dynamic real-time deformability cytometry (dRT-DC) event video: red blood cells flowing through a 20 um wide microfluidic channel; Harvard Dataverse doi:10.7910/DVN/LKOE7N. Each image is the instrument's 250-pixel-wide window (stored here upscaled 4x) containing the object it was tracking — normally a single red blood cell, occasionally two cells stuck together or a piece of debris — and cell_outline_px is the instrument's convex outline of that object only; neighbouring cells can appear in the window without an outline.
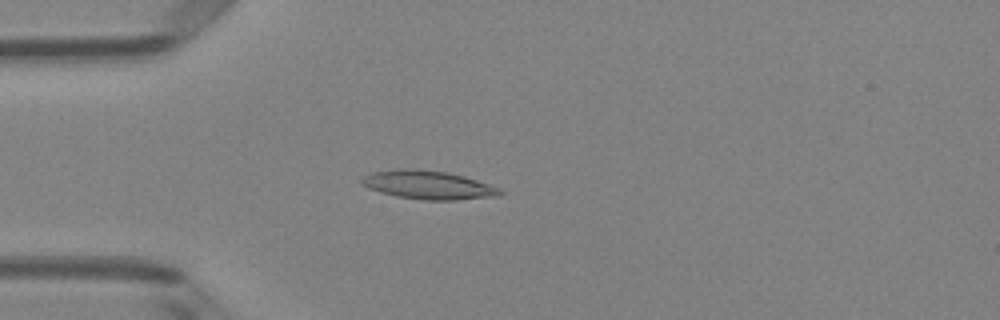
{"species": "Egyptian fruit bat (a non-hibernating species)", "species_latin": "Rousettus aegyptiacus", "temperature_condition": "room temperature", "stored_images_in_passage": 49, "camera_frame_rate_fps": 3000, "um_per_image_px": 0.085, "animal": {"sex": "female"}, "frame": {"image": 1, "passage_image": 13, "time_ms": 4.0, "image_size_px": [1000, 320], "cell_outline_px": [[504, 192], [500, 196], [456, 200], [424, 200], [396, 196], [380, 192], [368, 188], [360, 184], [360, 180], [364, 176], [372, 172], [396, 168], [412, 168], [448, 172], [464, 176], [500, 188]], "centroid_in_image_um": [36.38, 15.71], "position_along_channel_um": 48.6, "area_um2": 23.24}}
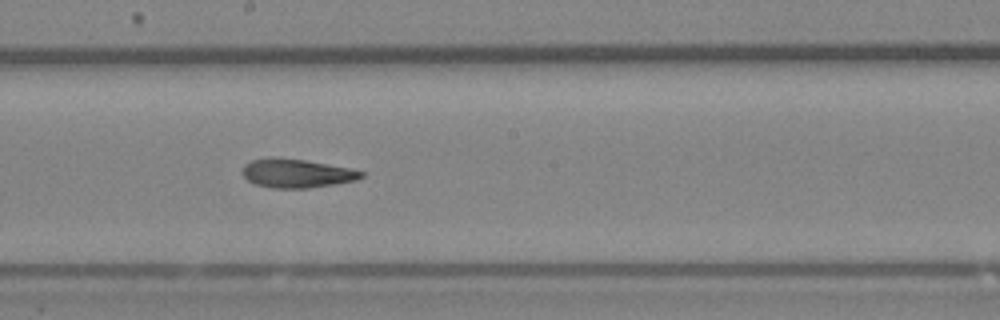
{"frame": {"image": 2, "passage_image": 27, "time_ms": 8.667, "image_size_px": [1000, 320], "cell_outline_px": [[364, 176], [356, 180], [308, 188], [272, 188], [256, 184], [248, 180], [240, 172], [244, 164], [252, 160], [272, 156], [276, 156], [304, 160], [352, 168], [364, 172]], "centroid_in_image_um": [25.18, 14.71], "position_along_channel_um": 223.0, "area_um2": 20.06}}
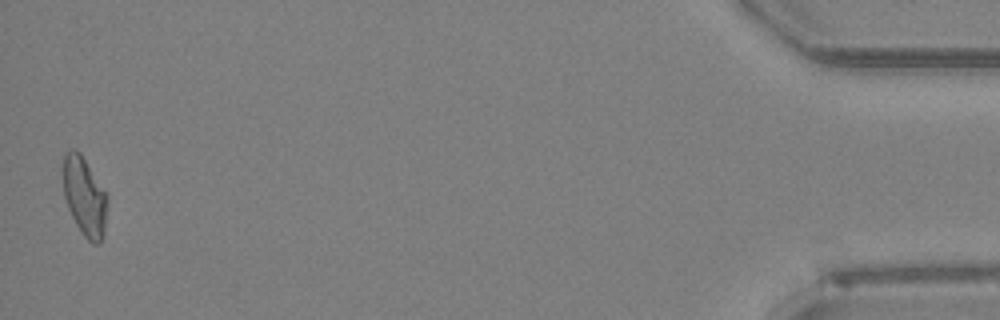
{"frame": {"image": 3, "passage_image": 49, "time_ms": 16.0, "image_size_px": [1000, 320], "cell_outline_px": [[108, 200], [104, 228], [100, 244], [92, 244], [84, 236], [76, 224], [68, 208], [64, 196], [60, 168], [64, 152], [72, 148], [76, 148], [80, 152], [108, 192]], "centroid_in_image_um": [7.16, 16.6], "position_along_channel_um": 428.0, "area_um2": 21.15}, "authors_computed_cell_mechanics": {"area_um2": 20.808, "velocity_mm_per_s": 4.0262, "shape_relaxation_time_tau1_ms": 7.6172, "shape_relaxation_time_tau2_ms": 3.982, "deformation_change_tau1": 0.2133, "deformation_change_tau2": 0.1335}}